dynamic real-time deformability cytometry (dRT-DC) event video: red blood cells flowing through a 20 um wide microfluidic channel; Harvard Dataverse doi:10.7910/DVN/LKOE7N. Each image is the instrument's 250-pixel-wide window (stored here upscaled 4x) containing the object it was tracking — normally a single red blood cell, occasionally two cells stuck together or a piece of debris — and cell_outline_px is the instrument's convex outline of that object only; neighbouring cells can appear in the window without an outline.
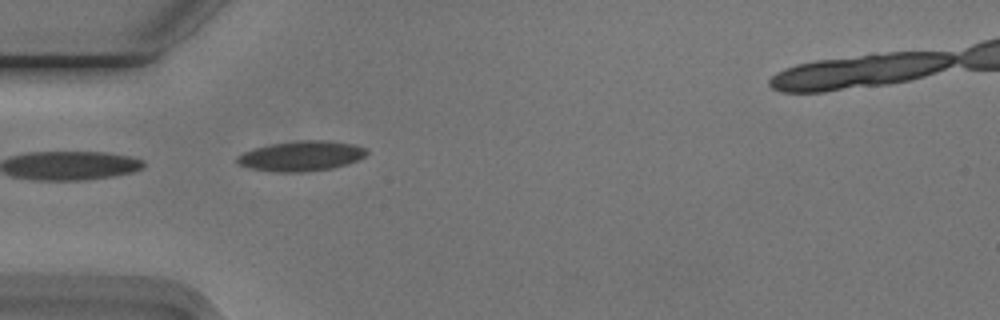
{"species": "Egyptian fruit bat (a non-hibernating species)", "species_latin": "Rousettus aegyptiacus", "temperature_condition": "cold", "stored_images_in_passage": 27, "camera_frame_rate_fps": 3000, "um_per_image_px": 0.085, "animal": {"sex": "male"}, "frame": {"image": 1, "passage_image": 1, "time_ms": 0.0, "image_size_px": [1000, 320], "cell_outline_px": [[368, 152], [360, 160], [348, 164], [332, 168], [304, 172], [276, 172], [248, 168], [236, 164], [236, 156], [244, 152], [256, 148], [272, 144], [300, 140], [324, 140], [352, 144], [368, 148]], "centroid_in_image_um": [25.61, 13.27], "position_along_channel_um": 59.4, "area_um2": 22.83}}
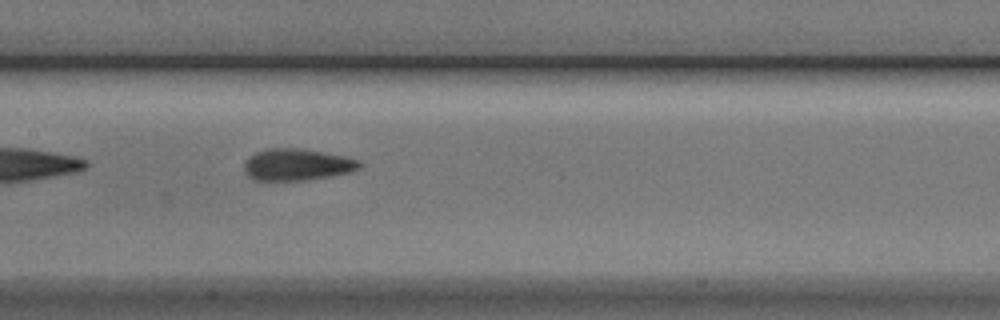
{"frame": {"image": 2, "passage_image": 11, "time_ms": 3.333, "image_size_px": [1000, 320], "cell_outline_px": [[364, 164], [360, 168], [348, 172], [332, 176], [304, 180], [252, 180], [244, 172], [244, 160], [248, 156], [256, 152], [268, 148], [296, 148], [344, 156], [360, 160]], "centroid_in_image_um": [25.21, 14.0], "position_along_channel_um": 182.2, "area_um2": 21.39}}
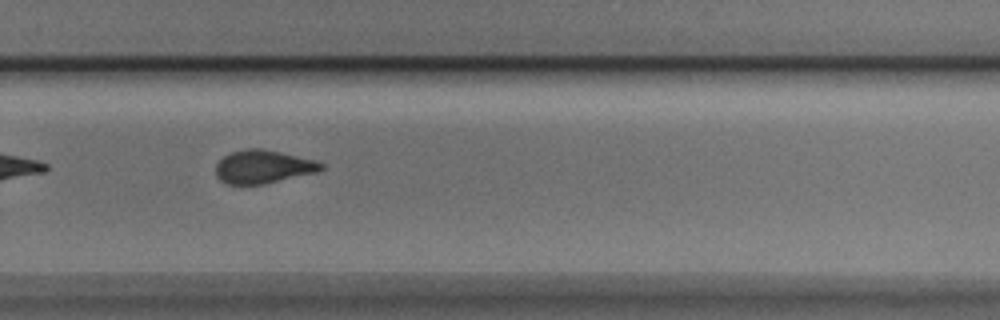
{"frame": {"image": 3, "passage_image": 21, "time_ms": 6.667, "image_size_px": [1000, 320], "cell_outline_px": [[324, 168], [316, 172], [264, 184], [224, 184], [216, 176], [216, 164], [224, 156], [232, 152], [248, 148], [260, 148], [280, 152], [312, 160], [324, 164]], "centroid_in_image_um": [22.32, 14.18], "position_along_channel_um": 307.5, "area_um2": 20.17}, "authors_computed_cell_mechanics": {"area_um2": 21.097, "velocity_mm_per_s": 3.7695, "shape_relaxation_time_tau1_ms": 4.6389, "shape_relaxation_time_tau2_ms": 2.3075, "deformation_change_tau1": 0.1339, "deformation_change_tau2": 0.0787}}